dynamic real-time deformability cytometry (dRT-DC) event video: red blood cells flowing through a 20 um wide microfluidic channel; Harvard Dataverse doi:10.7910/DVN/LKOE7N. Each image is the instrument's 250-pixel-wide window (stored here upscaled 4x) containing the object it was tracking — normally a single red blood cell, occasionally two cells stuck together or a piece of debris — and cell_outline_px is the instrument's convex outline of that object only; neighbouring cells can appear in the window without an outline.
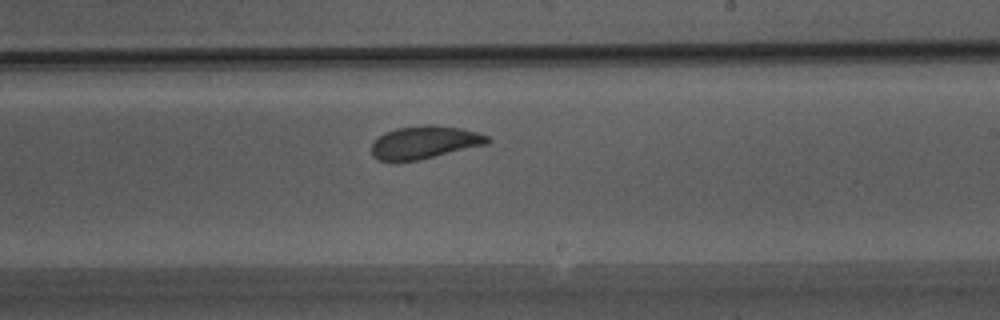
{"species": "Egyptian fruit bat (a non-hibernating species)", "species_latin": "Rousettus aegyptiacus", "temperature_condition": "warm", "stored_images_in_passage": 38, "camera_frame_rate_fps": 3000, "um_per_image_px": 0.085, "animal": {"sex": "male"}, "frame": {"image": 1, "passage_image": 20, "time_ms": 6.333, "image_size_px": [1000, 320], "cell_outline_px": [[492, 140], [488, 144], [416, 160], [380, 160], [372, 156], [372, 144], [384, 132], [396, 128], [428, 124], [432, 124], [460, 128], [476, 132], [488, 136]], "centroid_in_image_um": [36.11, 12.08], "position_along_channel_um": 252.9, "area_um2": 21.85}}
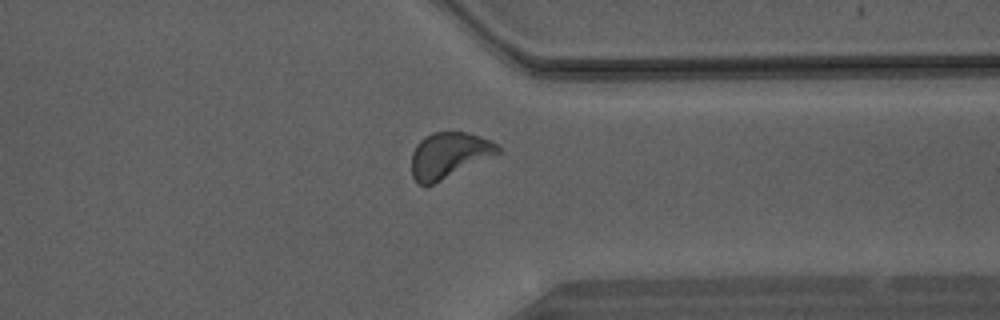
{"frame": {"image": 2, "passage_image": 28, "time_ms": 9.0, "image_size_px": [1000, 320], "cell_outline_px": [[500, 152], [432, 184], [420, 184], [412, 176], [412, 152], [416, 144], [424, 136], [432, 132], [464, 132], [480, 136], [492, 140], [500, 148]], "centroid_in_image_um": [38.13, 13.15], "position_along_channel_um": 373.3, "area_um2": 22.48}}
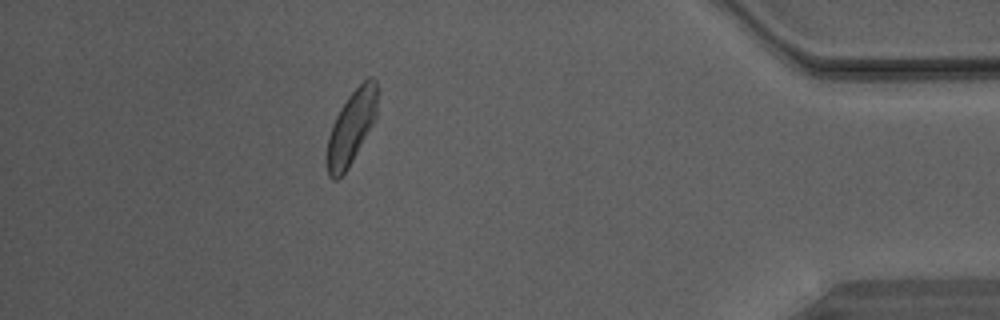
{"frame": {"image": 3, "passage_image": 33, "time_ms": 10.667, "image_size_px": [1000, 320], "cell_outline_px": [[376, 120], [348, 168], [336, 180], [332, 180], [328, 176], [328, 136], [332, 124], [340, 108], [348, 96], [368, 76], [372, 76], [376, 80]], "centroid_in_image_um": [29.88, 10.81], "position_along_channel_um": 405.3, "area_um2": 21.33}}